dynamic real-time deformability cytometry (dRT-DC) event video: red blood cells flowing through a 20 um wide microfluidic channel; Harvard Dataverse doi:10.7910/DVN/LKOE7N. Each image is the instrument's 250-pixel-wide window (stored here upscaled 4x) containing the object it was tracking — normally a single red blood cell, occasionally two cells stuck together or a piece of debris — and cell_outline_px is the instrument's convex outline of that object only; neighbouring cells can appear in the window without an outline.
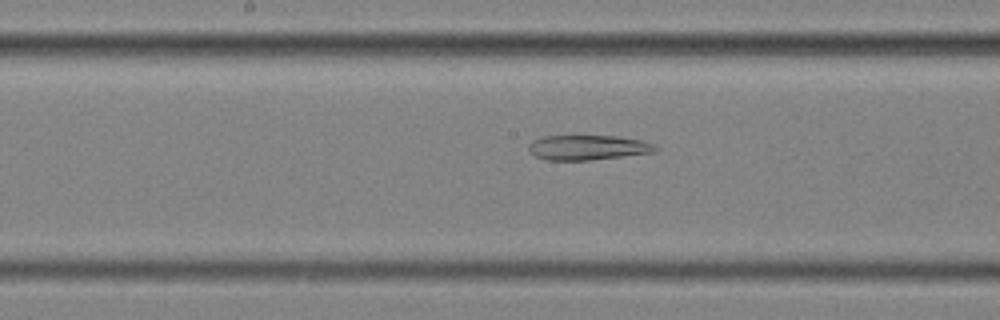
{"species": "common noctule bat (a hibernating species)", "species_latin": "Nyctalus noctula", "temperature_condition": "cold", "stored_images_in_passage": 57, "segment_of_instrument_passage": [2, 2], "camera_frame_rate_fps": 3000, "um_per_image_px": 0.085, "animal": {"sex": "female", "body_mass_g": 25.1}, "frame": {"image": 1, "passage_image": 30, "time_ms": 9.667, "image_size_px": [1000, 320], "cell_outline_px": [[660, 148], [652, 152], [624, 156], [588, 160], [548, 160], [536, 156], [528, 152], [528, 144], [532, 140], [540, 136], [616, 136], [640, 140], [656, 144]], "centroid_in_image_um": [49.93, 12.53], "position_along_channel_um": 198.3, "area_um2": 18.44}}
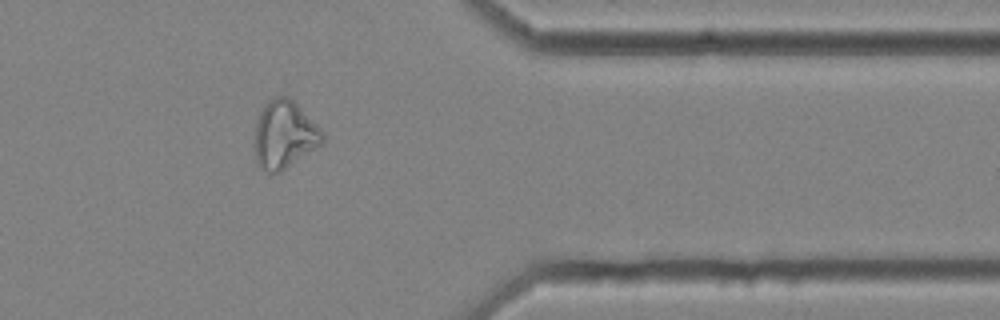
{"frame": {"image": 2, "passage_image": 47, "time_ms": 15.333, "image_size_px": [1000, 320], "cell_outline_px": [[324, 140], [316, 148], [280, 172], [268, 172], [260, 168], [256, 164], [256, 120], [264, 104], [272, 96], [288, 96], [324, 132]], "centroid_in_image_um": [24.16, 11.44], "position_along_channel_um": 387.2, "area_um2": 26.47}}
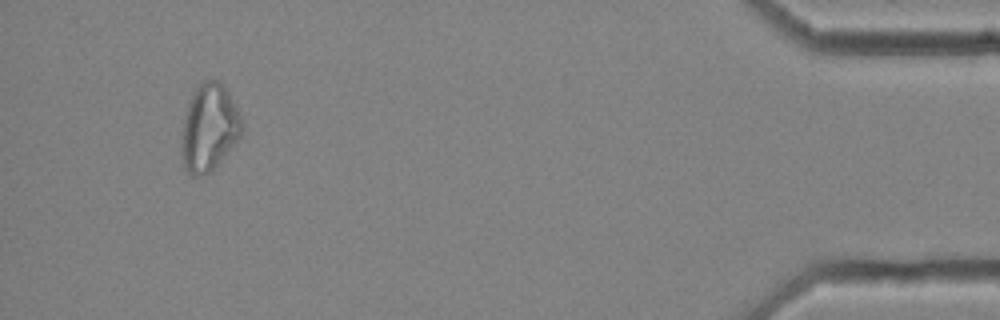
{"frame": {"image": 3, "passage_image": 54, "time_ms": 17.667, "image_size_px": [1000, 320], "cell_outline_px": [[240, 136], [224, 156], [208, 172], [200, 176], [192, 176], [184, 168], [180, 152], [180, 136], [184, 116], [192, 92], [204, 80], [216, 80], [228, 92], [240, 116]], "centroid_in_image_um": [17.7, 10.87], "position_along_channel_um": 417.5, "area_um2": 30.11}}